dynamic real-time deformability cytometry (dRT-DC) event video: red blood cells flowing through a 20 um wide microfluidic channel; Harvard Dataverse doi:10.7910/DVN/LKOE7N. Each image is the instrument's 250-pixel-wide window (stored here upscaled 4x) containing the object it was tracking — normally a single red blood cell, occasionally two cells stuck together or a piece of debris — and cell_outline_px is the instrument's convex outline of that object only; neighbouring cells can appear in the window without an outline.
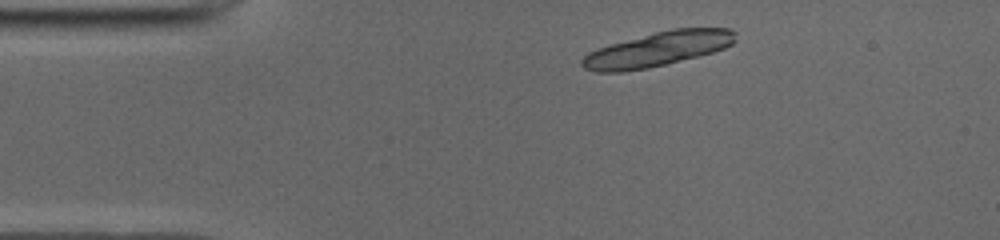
{"species": "common noctule bat (a hibernating species)", "species_latin": "Nyctalus noctula", "temperature_condition": "cold", "stored_images_in_passage": 12, "camera_frame_rate_fps": 3000, "um_per_image_px": 0.085, "animal": {"sex": "male", "body_mass_g": 19.0, "forearm_length_mm": 50.8}, "frame": {"image": 1, "passage_image": 3, "time_ms": 0.667, "image_size_px": [1000, 240], "cell_outline_px": [[736, 40], [732, 44], [724, 48], [712, 52], [648, 68], [624, 72], [596, 72], [584, 68], [580, 64], [580, 60], [588, 52], [612, 44], [656, 32], [672, 28], [732, 28], [736, 32]], "centroid_in_image_um": [55.91, 4.18], "position_along_channel_um": 29.1, "area_um2": 30.52}}